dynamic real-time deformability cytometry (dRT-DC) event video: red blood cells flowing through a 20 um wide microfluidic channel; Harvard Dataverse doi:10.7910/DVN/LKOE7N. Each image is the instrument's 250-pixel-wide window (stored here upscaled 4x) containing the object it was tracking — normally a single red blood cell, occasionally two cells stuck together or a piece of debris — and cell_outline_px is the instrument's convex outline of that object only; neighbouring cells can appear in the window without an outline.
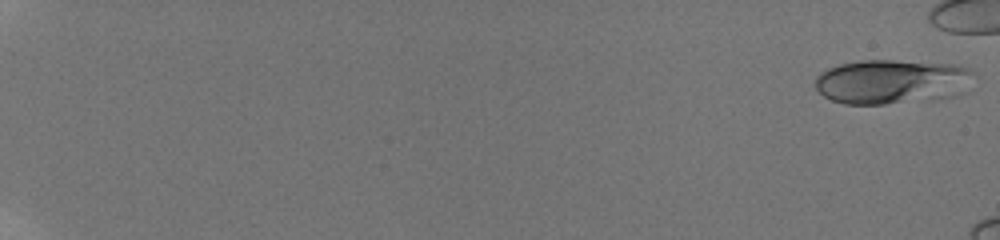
{"species": "human", "species_latin": "Homo sapiens", "temperature_condition": "room temperature", "stored_images_in_passage": 17, "camera_frame_rate_fps": 3000, "um_per_image_px": 0.085, "donor": {"sex": "male"}, "frame": {"image": 1, "passage_image": 1, "time_ms": 0.0, "image_size_px": [1000, 240], "cell_outline_px": [[980, 76], [968, 92], [956, 96], [936, 100], [884, 104], [844, 104], [832, 100], [824, 96], [816, 88], [816, 76], [820, 72], [828, 68], [840, 64], [860, 60], [892, 60], [956, 64], [968, 68], [976, 72]], "centroid_in_image_um": [75.98, 6.95], "position_along_channel_um": 9.0, "area_um2": 42.48}}